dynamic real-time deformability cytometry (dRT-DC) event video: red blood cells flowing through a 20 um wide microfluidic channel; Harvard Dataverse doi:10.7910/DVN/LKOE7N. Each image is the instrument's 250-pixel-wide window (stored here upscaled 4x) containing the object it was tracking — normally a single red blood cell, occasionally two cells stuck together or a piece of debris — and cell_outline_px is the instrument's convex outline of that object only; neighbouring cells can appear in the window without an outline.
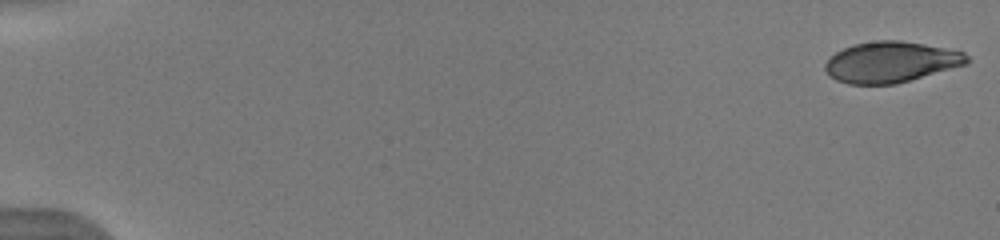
{"species": "human", "species_latin": "Homo sapiens", "temperature_condition": "warm", "stored_images_in_passage": 52, "camera_frame_rate_fps": 3000, "um_per_image_px": 0.085, "donor": {"sex": "male"}, "frame": {"image": 1, "passage_image": 1, "time_ms": 0.0, "image_size_px": [1000, 240], "cell_outline_px": [[968, 64], [896, 84], [848, 84], [836, 80], [828, 76], [824, 68], [824, 64], [836, 52], [852, 44], [876, 40], [900, 40], [924, 44], [964, 52], [968, 56]], "centroid_in_image_um": [75.7, 5.27], "position_along_channel_um": 9.3, "area_um2": 33.81}}
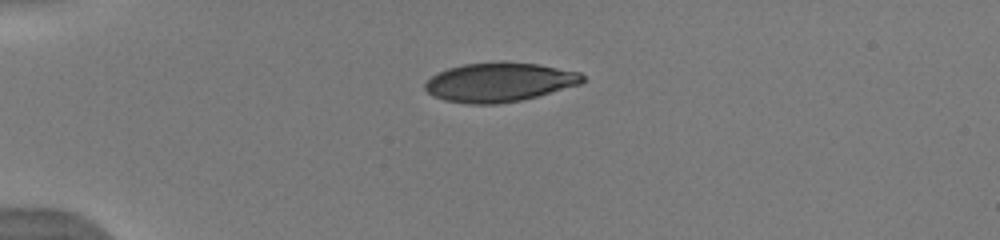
{"frame": {"image": 2, "passage_image": 14, "time_ms": 4.333, "image_size_px": [1000, 240], "cell_outline_px": [[584, 80], [580, 84], [536, 96], [520, 100], [496, 104], [468, 104], [444, 100], [432, 96], [424, 88], [424, 84], [432, 76], [448, 68], [464, 64], [500, 60], [540, 64], [580, 72], [584, 76]], "centroid_in_image_um": [42.43, 6.97], "position_along_channel_um": 42.6, "area_um2": 36.13}, "authors_computed_cell_mechanics": {"area_um2": 36.5874, "velocity_mm_per_s": 3.976, "shape_relaxation_time_tau1_ms": 5.5143, "shape_relaxation_time_tau2_ms": null, "deformation_change_tau1": 0.2427, "deformation_change_tau2": null}}